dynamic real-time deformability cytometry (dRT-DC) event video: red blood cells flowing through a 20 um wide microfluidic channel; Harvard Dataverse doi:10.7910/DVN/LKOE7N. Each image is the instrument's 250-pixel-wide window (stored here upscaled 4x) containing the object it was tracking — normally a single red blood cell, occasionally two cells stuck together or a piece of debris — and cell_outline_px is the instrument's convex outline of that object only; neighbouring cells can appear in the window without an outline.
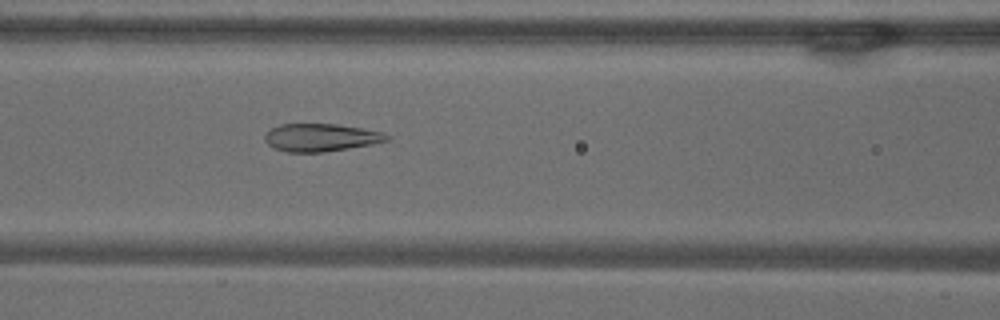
{"species": "common noctule bat (a hibernating species)", "species_latin": "Nyctalus noctula", "temperature_condition": "warm", "stored_images_in_passage": 54, "camera_frame_rate_fps": 3000, "um_per_image_px": 0.085, "animal": {"sex": "male", "body_mass_g": 18.8}, "frame": {"image": 1, "passage_image": 23, "time_ms": 7.333, "image_size_px": [1000, 320], "cell_outline_px": [[392, 136], [388, 140], [372, 144], [324, 152], [288, 152], [272, 148], [264, 140], [264, 132], [280, 124], [336, 124], [384, 132]], "centroid_in_image_um": [27.24, 11.69], "position_along_channel_um": 139.4, "area_um2": 19.83}}
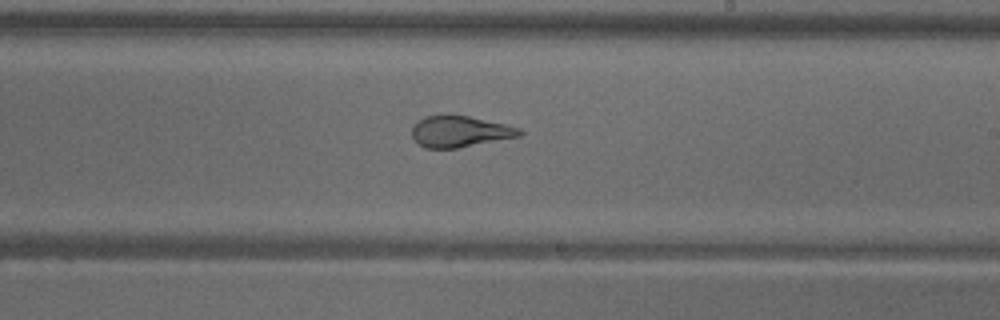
{"frame": {"image": 2, "passage_image": 32, "time_ms": 10.333, "image_size_px": [1000, 320], "cell_outline_px": [[524, 132], [520, 136], [456, 148], [424, 148], [412, 136], [412, 124], [424, 116], [444, 112], [448, 112], [468, 116], [504, 124], [520, 128]], "centroid_in_image_um": [39.03, 11.13], "position_along_channel_um": 250.0, "area_um2": 19.94}}
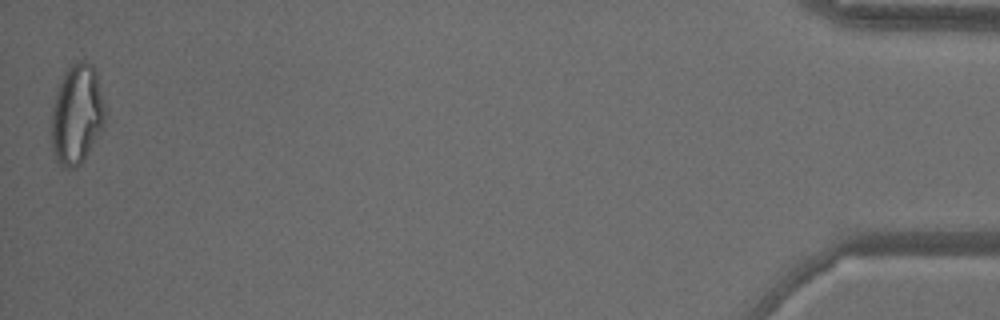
{"frame": {"image": 3, "passage_image": 54, "time_ms": 17.667, "image_size_px": [1000, 320], "cell_outline_px": [[104, 124], [84, 160], [80, 164], [72, 168], [60, 168], [52, 152], [52, 108], [60, 80], [64, 72], [72, 64], [80, 60], [84, 60], [92, 64], [96, 72], [104, 104]], "centroid_in_image_um": [6.51, 9.74], "position_along_channel_um": 428.7, "area_um2": 31.1}, "authors_computed_cell_mechanics": {"area_um2": 24.565, "velocity_mm_per_s": 3.6884, "shape_relaxation_time_tau1_ms": 10.8226, "shape_relaxation_time_tau2_ms": 0.8818, "deformation_change_tau1": 0.2935, "deformation_change_tau2": 0.0644}}